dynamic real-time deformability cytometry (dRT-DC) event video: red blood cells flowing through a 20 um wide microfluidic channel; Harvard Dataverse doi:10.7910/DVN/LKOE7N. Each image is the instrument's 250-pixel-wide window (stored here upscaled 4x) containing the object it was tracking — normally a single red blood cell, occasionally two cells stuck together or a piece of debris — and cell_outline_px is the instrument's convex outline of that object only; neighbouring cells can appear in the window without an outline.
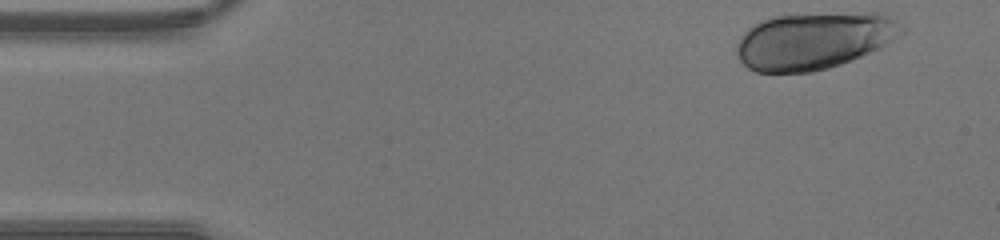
{"species": "human", "species_latin": "Homo sapiens", "temperature_condition": "warm", "stored_images_in_passage": 42, "camera_frame_rate_fps": 3000, "um_per_image_px": 0.085, "donor": {"sex": "male"}, "frame": {"image": 1, "passage_image": 1, "time_ms": 0.0, "image_size_px": [1000, 240], "cell_outline_px": [[904, 32], [900, 36], [888, 44], [872, 52], [840, 64], [828, 68], [812, 72], [756, 72], [748, 68], [740, 60], [736, 52], [736, 44], [740, 36], [748, 28], [764, 20], [776, 16], [872, 12], [888, 12], [904, 28]], "centroid_in_image_um": [69.24, 3.46], "position_along_channel_um": 15.8, "area_um2": 54.97}}
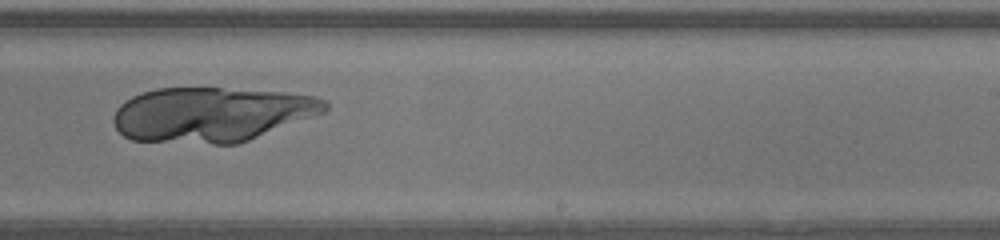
{"frame": {"image": 2, "passage_image": 25, "time_ms": 8.0, "image_size_px": [1000, 240], "cell_outline_px": [[328, 108], [324, 112], [248, 140], [236, 144], [212, 144], [132, 140], [124, 136], [116, 128], [112, 120], [116, 108], [124, 100], [132, 96], [156, 88], [220, 88], [284, 92], [316, 96], [328, 100]], "centroid_in_image_um": [17.96, 9.72], "position_along_channel_um": 271.0, "area_um2": 67.45}}
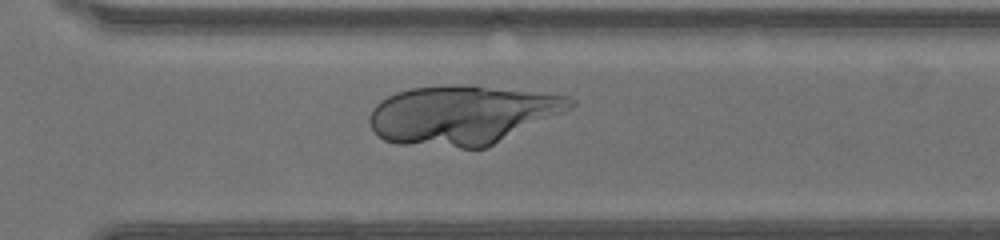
{"frame": {"image": 3, "passage_image": 29, "time_ms": 9.333, "image_size_px": [1000, 240], "cell_outline_px": [[576, 104], [488, 148], [460, 148], [396, 144], [384, 140], [372, 128], [368, 120], [368, 116], [372, 108], [380, 100], [396, 92], [412, 88], [452, 84], [460, 84], [568, 96], [576, 100]], "centroid_in_image_um": [39.2, 9.78], "position_along_channel_um": 331.4, "area_um2": 68.72}}